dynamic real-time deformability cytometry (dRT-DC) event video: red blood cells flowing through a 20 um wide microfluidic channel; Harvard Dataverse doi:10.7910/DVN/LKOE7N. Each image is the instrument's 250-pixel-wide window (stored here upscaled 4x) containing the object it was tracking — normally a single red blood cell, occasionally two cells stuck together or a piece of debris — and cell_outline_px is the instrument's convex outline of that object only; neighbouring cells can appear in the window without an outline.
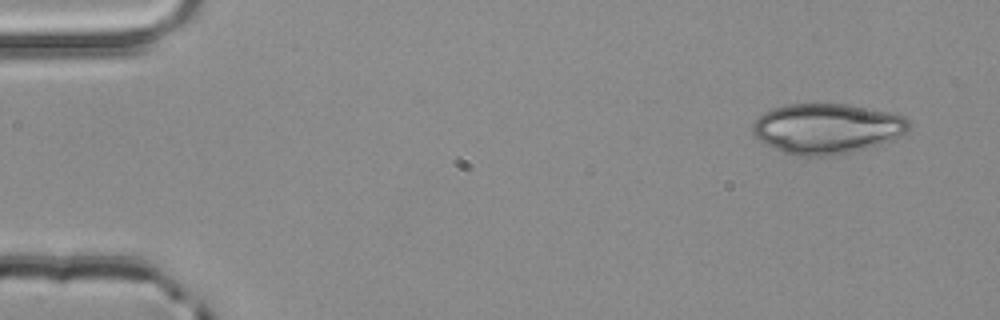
{"species": "common noctule bat (a hibernating species)", "species_latin": "Nyctalus noctula", "temperature_condition": "room temperature", "stored_images_in_passage": 3, "camera_frame_rate_fps": 3000, "um_per_image_px": 0.085, "animal": {"sex": "male", "body_mass_g": 20.4}, "frame": {"image": 1, "passage_image": 1, "time_ms": 0.0, "image_size_px": [1000, 320], "cell_outline_px": [[912, 124], [908, 132], [892, 140], [868, 148], [852, 152], [828, 156], [796, 156], [784, 152], [760, 140], [752, 132], [752, 124], [764, 112], [772, 108], [788, 104], [848, 104], [892, 112], [904, 116]], "centroid_in_image_um": [70.34, 10.92], "position_along_channel_um": 14.7, "area_um2": 45.95}}